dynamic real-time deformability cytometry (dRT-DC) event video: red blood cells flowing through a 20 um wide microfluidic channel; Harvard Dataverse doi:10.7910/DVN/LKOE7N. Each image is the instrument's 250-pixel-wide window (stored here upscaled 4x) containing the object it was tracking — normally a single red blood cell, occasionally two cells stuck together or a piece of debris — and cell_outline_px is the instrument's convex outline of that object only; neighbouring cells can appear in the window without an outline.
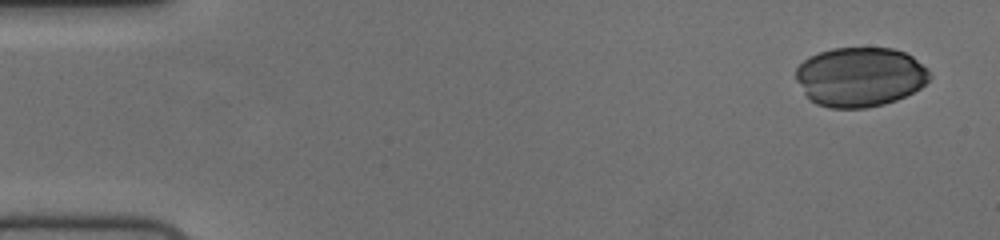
{"species": "human", "species_latin": "Homo sapiens", "temperature_condition": "cold", "stored_images_in_passage": 54, "camera_frame_rate_fps": 3000, "um_per_image_px": 0.085, "donor": {"sex": "female"}, "frame": {"image": 1, "passage_image": 1, "time_ms": 0.0, "image_size_px": [1000, 240], "cell_outline_px": [[932, 76], [920, 88], [896, 100], [884, 104], [864, 108], [828, 108], [816, 104], [808, 100], [796, 80], [796, 68], [808, 56], [832, 48], [892, 48], [904, 52], [912, 56], [928, 68]], "centroid_in_image_um": [73.08, 6.54], "position_along_channel_um": 11.9, "area_um2": 46.64}}
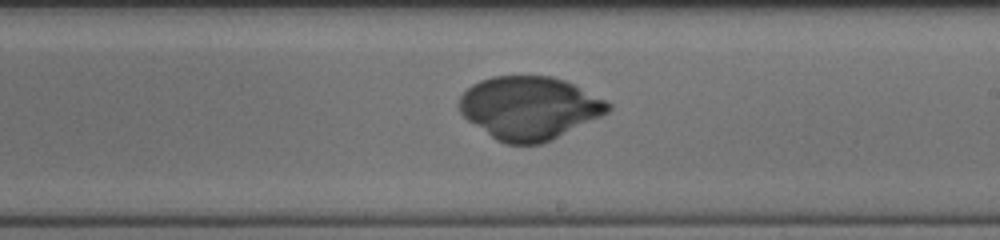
{"frame": {"image": 2, "passage_image": 31, "time_ms": 10.0, "image_size_px": [1000, 240], "cell_outline_px": [[612, 108], [608, 112], [552, 140], [540, 144], [504, 144], [496, 140], [468, 120], [460, 112], [456, 104], [460, 96], [472, 84], [480, 80], [492, 76], [552, 76], [564, 80], [608, 100], [612, 104]], "centroid_in_image_um": [44.98, 9.17], "position_along_channel_um": 244.0, "area_um2": 54.79}}
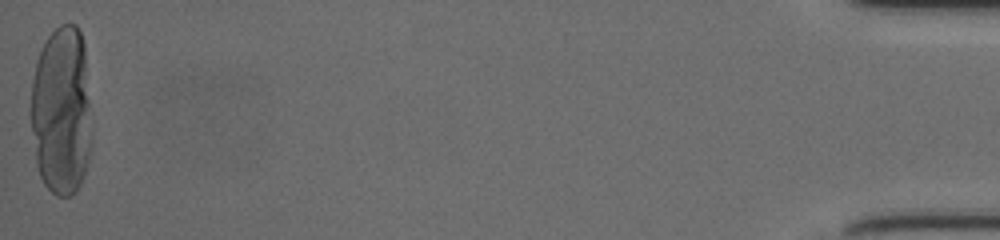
{"frame": {"image": 3, "passage_image": 54, "time_ms": 17.667, "image_size_px": [1000, 240], "cell_outline_px": [[92, 144], [84, 176], [76, 192], [72, 196], [56, 196], [44, 184], [40, 176], [36, 164], [32, 128], [32, 80], [36, 60], [40, 48], [44, 40], [60, 24], [76, 24], [80, 28], [84, 44], [92, 128]], "centroid_in_image_um": [5.25, 9.43], "position_along_channel_um": 430.0, "area_um2": 60.86}}